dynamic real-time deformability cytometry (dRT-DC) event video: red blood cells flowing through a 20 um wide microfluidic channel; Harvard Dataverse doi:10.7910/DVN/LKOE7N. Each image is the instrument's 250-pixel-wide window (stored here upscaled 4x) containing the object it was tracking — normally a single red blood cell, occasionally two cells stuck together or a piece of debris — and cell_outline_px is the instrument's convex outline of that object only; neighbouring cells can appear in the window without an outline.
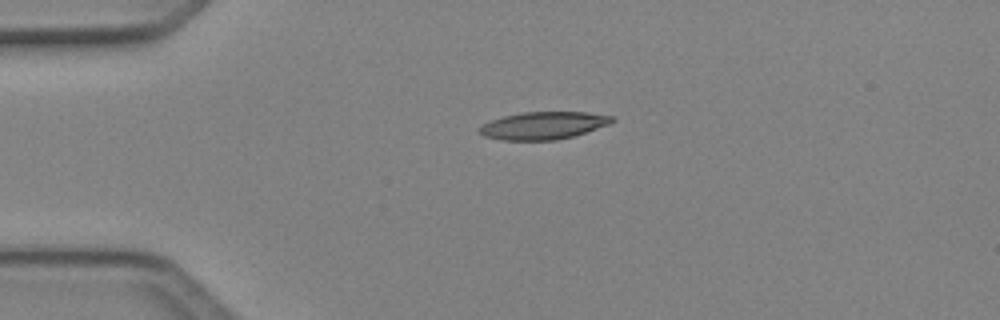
{"species": "Egyptian fruit bat (a non-hibernating species)", "species_latin": "Rousettus aegyptiacus", "temperature_condition": "cold", "stored_images_in_passage": 2, "camera_frame_rate_fps": 3000, "um_per_image_px": 0.085, "animal": {"sex": "female"}, "frame": {"image": 1, "passage_image": 1, "time_ms": 0.0, "image_size_px": [1000, 320], "cell_outline_px": [[616, 120], [608, 124], [572, 136], [556, 140], [500, 140], [484, 136], [480, 132], [480, 128], [484, 124], [492, 120], [504, 116], [520, 112], [588, 112], [616, 116]], "centroid_in_image_um": [46.21, 10.66], "position_along_channel_um": 38.8, "area_um2": 21.1}}